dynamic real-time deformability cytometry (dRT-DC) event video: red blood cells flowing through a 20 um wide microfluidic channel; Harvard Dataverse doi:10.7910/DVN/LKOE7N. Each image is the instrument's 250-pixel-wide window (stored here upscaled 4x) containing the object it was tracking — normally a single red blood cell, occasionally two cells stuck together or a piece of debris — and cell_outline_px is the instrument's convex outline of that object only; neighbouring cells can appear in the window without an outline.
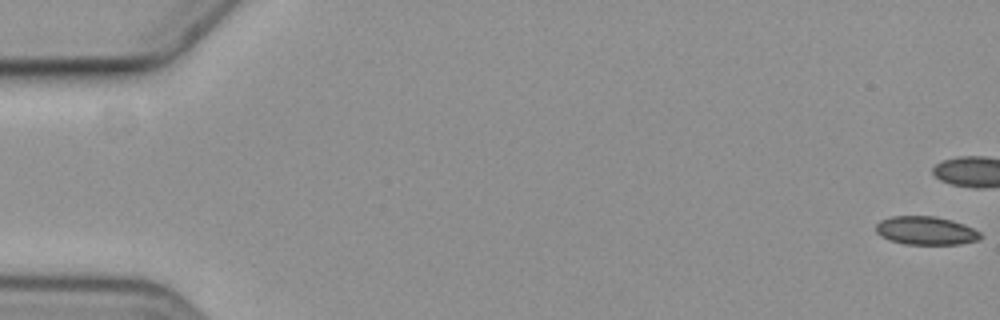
{"species": "common noctule bat (a hibernating species)", "species_latin": "Nyctalus noctula", "temperature_condition": "cold", "stored_images_in_passage": 48, "camera_frame_rate_fps": 3000, "um_per_image_px": 0.085, "animal": {"sex": "female", "body_mass_g": 19.3, "forearm_length_mm": 54.1}, "frame": {"image": 1, "passage_image": 1, "time_ms": 0.0, "image_size_px": [1000, 320], "cell_outline_px": [[980, 240], [960, 244], [904, 244], [888, 240], [880, 236], [876, 232], [876, 224], [880, 220], [892, 216], [932, 216], [952, 220], [964, 224], [980, 232]], "centroid_in_image_um": [78.67, 19.61], "position_along_channel_um": 6.3, "area_um2": 17.34}}
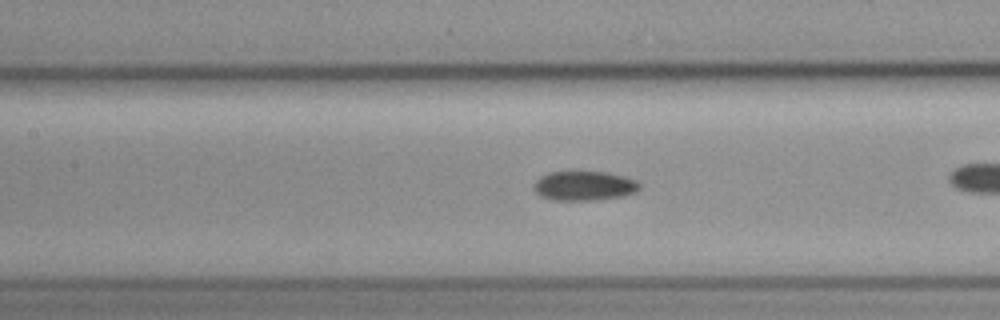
{"frame": {"image": 2, "passage_image": 28, "time_ms": 9.0, "image_size_px": [1000, 320], "cell_outline_px": [[640, 188], [636, 192], [624, 196], [596, 200], [552, 200], [540, 196], [536, 192], [532, 184], [540, 176], [548, 172], [572, 168], [608, 172], [624, 176], [636, 180], [640, 184]], "centroid_in_image_um": [49.62, 15.74], "position_along_channel_um": 157.8, "area_um2": 19.19}}
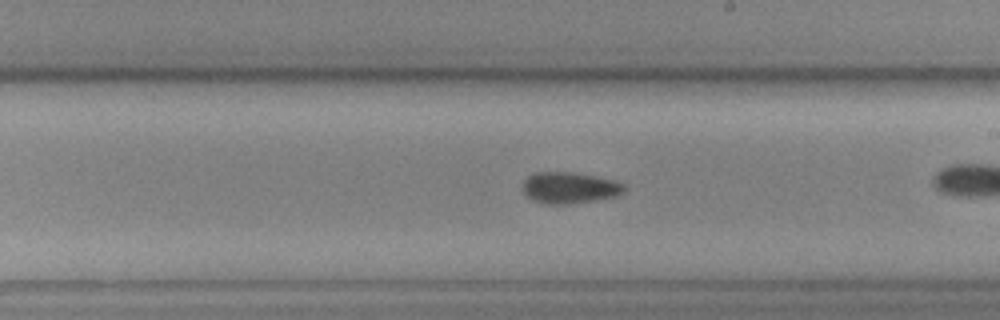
{"frame": {"image": 3, "passage_image": 35, "time_ms": 11.333, "image_size_px": [1000, 320], "cell_outline_px": [[624, 192], [616, 196], [596, 200], [568, 204], [544, 204], [532, 200], [520, 188], [524, 180], [532, 172], [572, 172], [596, 176], [616, 180], [624, 184]], "centroid_in_image_um": [48.38, 15.95], "position_along_channel_um": 240.6, "area_um2": 18.79}}